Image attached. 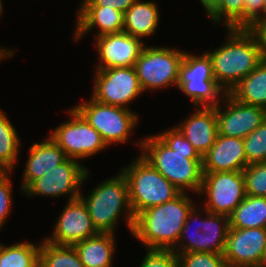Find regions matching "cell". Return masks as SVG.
Returning a JSON list of instances; mask_svg holds the SVG:
<instances>
[{
	"label": "cell",
	"mask_w": 266,
	"mask_h": 267,
	"mask_svg": "<svg viewBox=\"0 0 266 267\" xmlns=\"http://www.w3.org/2000/svg\"><path fill=\"white\" fill-rule=\"evenodd\" d=\"M227 31L226 43L206 53L211 59L214 79L225 93H230L263 59L260 40L252 29L227 28Z\"/></svg>",
	"instance_id": "obj_1"
},
{
	"label": "cell",
	"mask_w": 266,
	"mask_h": 267,
	"mask_svg": "<svg viewBox=\"0 0 266 267\" xmlns=\"http://www.w3.org/2000/svg\"><path fill=\"white\" fill-rule=\"evenodd\" d=\"M187 192L135 216L131 234L147 249L173 250L194 204Z\"/></svg>",
	"instance_id": "obj_2"
},
{
	"label": "cell",
	"mask_w": 266,
	"mask_h": 267,
	"mask_svg": "<svg viewBox=\"0 0 266 267\" xmlns=\"http://www.w3.org/2000/svg\"><path fill=\"white\" fill-rule=\"evenodd\" d=\"M136 144L142 148L140 155L177 189L181 192L191 190L199 195L203 178L199 153L174 151L157 135H149Z\"/></svg>",
	"instance_id": "obj_3"
},
{
	"label": "cell",
	"mask_w": 266,
	"mask_h": 267,
	"mask_svg": "<svg viewBox=\"0 0 266 267\" xmlns=\"http://www.w3.org/2000/svg\"><path fill=\"white\" fill-rule=\"evenodd\" d=\"M87 196L80 194L79 198L99 233L114 234L119 216L124 210L128 230L132 232L135 217L129 202L128 184L121 171L117 176L101 182Z\"/></svg>",
	"instance_id": "obj_4"
},
{
	"label": "cell",
	"mask_w": 266,
	"mask_h": 267,
	"mask_svg": "<svg viewBox=\"0 0 266 267\" xmlns=\"http://www.w3.org/2000/svg\"><path fill=\"white\" fill-rule=\"evenodd\" d=\"M134 217L147 208L173 200L181 191L141 155L123 167Z\"/></svg>",
	"instance_id": "obj_5"
},
{
	"label": "cell",
	"mask_w": 266,
	"mask_h": 267,
	"mask_svg": "<svg viewBox=\"0 0 266 267\" xmlns=\"http://www.w3.org/2000/svg\"><path fill=\"white\" fill-rule=\"evenodd\" d=\"M177 88L191 98L195 108L216 107L226 94L214 79L211 59L206 52L198 56L184 53Z\"/></svg>",
	"instance_id": "obj_6"
},
{
	"label": "cell",
	"mask_w": 266,
	"mask_h": 267,
	"mask_svg": "<svg viewBox=\"0 0 266 267\" xmlns=\"http://www.w3.org/2000/svg\"><path fill=\"white\" fill-rule=\"evenodd\" d=\"M184 53L176 48L144 46L134 66L143 91L177 86Z\"/></svg>",
	"instance_id": "obj_7"
},
{
	"label": "cell",
	"mask_w": 266,
	"mask_h": 267,
	"mask_svg": "<svg viewBox=\"0 0 266 267\" xmlns=\"http://www.w3.org/2000/svg\"><path fill=\"white\" fill-rule=\"evenodd\" d=\"M202 210L205 211V216H207L203 220H200L198 216H196L199 212L196 205L189 211L178 239L177 246L179 248L177 247L173 249L177 254L188 252L224 254L227 233L230 227L229 217L210 213L205 210V208ZM197 218L199 222L197 226L198 228H196L197 230H194V233L190 234L189 228L191 227V222H196ZM186 237L188 241H186ZM184 239L186 243H184Z\"/></svg>",
	"instance_id": "obj_8"
},
{
	"label": "cell",
	"mask_w": 266,
	"mask_h": 267,
	"mask_svg": "<svg viewBox=\"0 0 266 267\" xmlns=\"http://www.w3.org/2000/svg\"><path fill=\"white\" fill-rule=\"evenodd\" d=\"M73 108L101 134L107 146L128 142L139 119L137 114L129 109L98 102L91 96L89 101Z\"/></svg>",
	"instance_id": "obj_9"
},
{
	"label": "cell",
	"mask_w": 266,
	"mask_h": 267,
	"mask_svg": "<svg viewBox=\"0 0 266 267\" xmlns=\"http://www.w3.org/2000/svg\"><path fill=\"white\" fill-rule=\"evenodd\" d=\"M66 111L71 119L58 125L49 136L68 158L84 160L107 148L101 134L74 108Z\"/></svg>",
	"instance_id": "obj_10"
},
{
	"label": "cell",
	"mask_w": 266,
	"mask_h": 267,
	"mask_svg": "<svg viewBox=\"0 0 266 267\" xmlns=\"http://www.w3.org/2000/svg\"><path fill=\"white\" fill-rule=\"evenodd\" d=\"M199 194L206 195L205 210L230 217L246 196L243 172H203Z\"/></svg>",
	"instance_id": "obj_11"
},
{
	"label": "cell",
	"mask_w": 266,
	"mask_h": 267,
	"mask_svg": "<svg viewBox=\"0 0 266 267\" xmlns=\"http://www.w3.org/2000/svg\"><path fill=\"white\" fill-rule=\"evenodd\" d=\"M94 74L91 97L98 102L129 109L127 105L144 93L135 67L96 70Z\"/></svg>",
	"instance_id": "obj_12"
},
{
	"label": "cell",
	"mask_w": 266,
	"mask_h": 267,
	"mask_svg": "<svg viewBox=\"0 0 266 267\" xmlns=\"http://www.w3.org/2000/svg\"><path fill=\"white\" fill-rule=\"evenodd\" d=\"M89 171L77 159L67 158L61 164L34 180L22 193L29 196H70L69 200L79 198L81 185L89 177ZM69 194V195H68Z\"/></svg>",
	"instance_id": "obj_13"
},
{
	"label": "cell",
	"mask_w": 266,
	"mask_h": 267,
	"mask_svg": "<svg viewBox=\"0 0 266 267\" xmlns=\"http://www.w3.org/2000/svg\"><path fill=\"white\" fill-rule=\"evenodd\" d=\"M222 100L225 111L220 103L215 107L219 135L244 139L266 119L263 107L242 103L230 93H226Z\"/></svg>",
	"instance_id": "obj_14"
},
{
	"label": "cell",
	"mask_w": 266,
	"mask_h": 267,
	"mask_svg": "<svg viewBox=\"0 0 266 267\" xmlns=\"http://www.w3.org/2000/svg\"><path fill=\"white\" fill-rule=\"evenodd\" d=\"M67 203L57 219L52 236L45 240L58 245H74L99 233L80 198Z\"/></svg>",
	"instance_id": "obj_15"
},
{
	"label": "cell",
	"mask_w": 266,
	"mask_h": 267,
	"mask_svg": "<svg viewBox=\"0 0 266 267\" xmlns=\"http://www.w3.org/2000/svg\"><path fill=\"white\" fill-rule=\"evenodd\" d=\"M95 42L100 62L96 70L134 67L145 46L143 40L124 31L95 37Z\"/></svg>",
	"instance_id": "obj_16"
},
{
	"label": "cell",
	"mask_w": 266,
	"mask_h": 267,
	"mask_svg": "<svg viewBox=\"0 0 266 267\" xmlns=\"http://www.w3.org/2000/svg\"><path fill=\"white\" fill-rule=\"evenodd\" d=\"M266 245V228H229L224 258L231 265L259 266Z\"/></svg>",
	"instance_id": "obj_17"
},
{
	"label": "cell",
	"mask_w": 266,
	"mask_h": 267,
	"mask_svg": "<svg viewBox=\"0 0 266 267\" xmlns=\"http://www.w3.org/2000/svg\"><path fill=\"white\" fill-rule=\"evenodd\" d=\"M247 164L244 139L217 135L215 143L202 157V172L243 171Z\"/></svg>",
	"instance_id": "obj_18"
},
{
	"label": "cell",
	"mask_w": 266,
	"mask_h": 267,
	"mask_svg": "<svg viewBox=\"0 0 266 267\" xmlns=\"http://www.w3.org/2000/svg\"><path fill=\"white\" fill-rule=\"evenodd\" d=\"M196 108V112L176 127L203 157L215 143L218 121L215 107Z\"/></svg>",
	"instance_id": "obj_19"
},
{
	"label": "cell",
	"mask_w": 266,
	"mask_h": 267,
	"mask_svg": "<svg viewBox=\"0 0 266 267\" xmlns=\"http://www.w3.org/2000/svg\"><path fill=\"white\" fill-rule=\"evenodd\" d=\"M75 30V41L97 26L95 37L123 31L125 14L114 8L79 7Z\"/></svg>",
	"instance_id": "obj_20"
},
{
	"label": "cell",
	"mask_w": 266,
	"mask_h": 267,
	"mask_svg": "<svg viewBox=\"0 0 266 267\" xmlns=\"http://www.w3.org/2000/svg\"><path fill=\"white\" fill-rule=\"evenodd\" d=\"M29 148L30 154L23 172L21 191L68 158L50 136L41 143H33Z\"/></svg>",
	"instance_id": "obj_21"
},
{
	"label": "cell",
	"mask_w": 266,
	"mask_h": 267,
	"mask_svg": "<svg viewBox=\"0 0 266 267\" xmlns=\"http://www.w3.org/2000/svg\"><path fill=\"white\" fill-rule=\"evenodd\" d=\"M124 14L123 31L127 34L144 39L156 32L160 14L155 2L136 0Z\"/></svg>",
	"instance_id": "obj_22"
},
{
	"label": "cell",
	"mask_w": 266,
	"mask_h": 267,
	"mask_svg": "<svg viewBox=\"0 0 266 267\" xmlns=\"http://www.w3.org/2000/svg\"><path fill=\"white\" fill-rule=\"evenodd\" d=\"M113 233H98L73 246L78 252L85 267H112L113 253H115V239Z\"/></svg>",
	"instance_id": "obj_23"
},
{
	"label": "cell",
	"mask_w": 266,
	"mask_h": 267,
	"mask_svg": "<svg viewBox=\"0 0 266 267\" xmlns=\"http://www.w3.org/2000/svg\"><path fill=\"white\" fill-rule=\"evenodd\" d=\"M238 101L266 109V61H262L230 92Z\"/></svg>",
	"instance_id": "obj_24"
},
{
	"label": "cell",
	"mask_w": 266,
	"mask_h": 267,
	"mask_svg": "<svg viewBox=\"0 0 266 267\" xmlns=\"http://www.w3.org/2000/svg\"><path fill=\"white\" fill-rule=\"evenodd\" d=\"M229 222V228H266V197L246 195Z\"/></svg>",
	"instance_id": "obj_25"
},
{
	"label": "cell",
	"mask_w": 266,
	"mask_h": 267,
	"mask_svg": "<svg viewBox=\"0 0 266 267\" xmlns=\"http://www.w3.org/2000/svg\"><path fill=\"white\" fill-rule=\"evenodd\" d=\"M39 267H85L73 245H58L43 240Z\"/></svg>",
	"instance_id": "obj_26"
},
{
	"label": "cell",
	"mask_w": 266,
	"mask_h": 267,
	"mask_svg": "<svg viewBox=\"0 0 266 267\" xmlns=\"http://www.w3.org/2000/svg\"><path fill=\"white\" fill-rule=\"evenodd\" d=\"M0 110V171H11L15 168L19 154L20 138L8 117Z\"/></svg>",
	"instance_id": "obj_27"
},
{
	"label": "cell",
	"mask_w": 266,
	"mask_h": 267,
	"mask_svg": "<svg viewBox=\"0 0 266 267\" xmlns=\"http://www.w3.org/2000/svg\"><path fill=\"white\" fill-rule=\"evenodd\" d=\"M40 244L19 242L4 245L0 252V267H39Z\"/></svg>",
	"instance_id": "obj_28"
},
{
	"label": "cell",
	"mask_w": 266,
	"mask_h": 267,
	"mask_svg": "<svg viewBox=\"0 0 266 267\" xmlns=\"http://www.w3.org/2000/svg\"><path fill=\"white\" fill-rule=\"evenodd\" d=\"M244 0H215L206 10L213 23L224 22L226 28H244Z\"/></svg>",
	"instance_id": "obj_29"
},
{
	"label": "cell",
	"mask_w": 266,
	"mask_h": 267,
	"mask_svg": "<svg viewBox=\"0 0 266 267\" xmlns=\"http://www.w3.org/2000/svg\"><path fill=\"white\" fill-rule=\"evenodd\" d=\"M247 164L266 162V119L244 138Z\"/></svg>",
	"instance_id": "obj_30"
},
{
	"label": "cell",
	"mask_w": 266,
	"mask_h": 267,
	"mask_svg": "<svg viewBox=\"0 0 266 267\" xmlns=\"http://www.w3.org/2000/svg\"><path fill=\"white\" fill-rule=\"evenodd\" d=\"M242 172L246 195L266 197V162L249 164Z\"/></svg>",
	"instance_id": "obj_31"
},
{
	"label": "cell",
	"mask_w": 266,
	"mask_h": 267,
	"mask_svg": "<svg viewBox=\"0 0 266 267\" xmlns=\"http://www.w3.org/2000/svg\"><path fill=\"white\" fill-rule=\"evenodd\" d=\"M179 267H225L223 254L188 252L178 254Z\"/></svg>",
	"instance_id": "obj_32"
},
{
	"label": "cell",
	"mask_w": 266,
	"mask_h": 267,
	"mask_svg": "<svg viewBox=\"0 0 266 267\" xmlns=\"http://www.w3.org/2000/svg\"><path fill=\"white\" fill-rule=\"evenodd\" d=\"M139 267H179L178 254L173 250L147 249Z\"/></svg>",
	"instance_id": "obj_33"
},
{
	"label": "cell",
	"mask_w": 266,
	"mask_h": 267,
	"mask_svg": "<svg viewBox=\"0 0 266 267\" xmlns=\"http://www.w3.org/2000/svg\"><path fill=\"white\" fill-rule=\"evenodd\" d=\"M11 171H0V230L12 208V182L10 181Z\"/></svg>",
	"instance_id": "obj_34"
},
{
	"label": "cell",
	"mask_w": 266,
	"mask_h": 267,
	"mask_svg": "<svg viewBox=\"0 0 266 267\" xmlns=\"http://www.w3.org/2000/svg\"><path fill=\"white\" fill-rule=\"evenodd\" d=\"M167 146L181 153H198L177 127L157 135Z\"/></svg>",
	"instance_id": "obj_35"
},
{
	"label": "cell",
	"mask_w": 266,
	"mask_h": 267,
	"mask_svg": "<svg viewBox=\"0 0 266 267\" xmlns=\"http://www.w3.org/2000/svg\"><path fill=\"white\" fill-rule=\"evenodd\" d=\"M244 1V28L253 29L263 22V0Z\"/></svg>",
	"instance_id": "obj_36"
},
{
	"label": "cell",
	"mask_w": 266,
	"mask_h": 267,
	"mask_svg": "<svg viewBox=\"0 0 266 267\" xmlns=\"http://www.w3.org/2000/svg\"><path fill=\"white\" fill-rule=\"evenodd\" d=\"M136 0H83L80 7H107L125 13Z\"/></svg>",
	"instance_id": "obj_37"
},
{
	"label": "cell",
	"mask_w": 266,
	"mask_h": 267,
	"mask_svg": "<svg viewBox=\"0 0 266 267\" xmlns=\"http://www.w3.org/2000/svg\"><path fill=\"white\" fill-rule=\"evenodd\" d=\"M258 36L262 48V59L266 61V21L257 24L252 29Z\"/></svg>",
	"instance_id": "obj_38"
},
{
	"label": "cell",
	"mask_w": 266,
	"mask_h": 267,
	"mask_svg": "<svg viewBox=\"0 0 266 267\" xmlns=\"http://www.w3.org/2000/svg\"><path fill=\"white\" fill-rule=\"evenodd\" d=\"M14 54V52L11 49H3L0 47V60L8 58V57H12V55Z\"/></svg>",
	"instance_id": "obj_39"
},
{
	"label": "cell",
	"mask_w": 266,
	"mask_h": 267,
	"mask_svg": "<svg viewBox=\"0 0 266 267\" xmlns=\"http://www.w3.org/2000/svg\"><path fill=\"white\" fill-rule=\"evenodd\" d=\"M259 267H266V245H265L264 250H263V254H262V257L260 260Z\"/></svg>",
	"instance_id": "obj_40"
},
{
	"label": "cell",
	"mask_w": 266,
	"mask_h": 267,
	"mask_svg": "<svg viewBox=\"0 0 266 267\" xmlns=\"http://www.w3.org/2000/svg\"><path fill=\"white\" fill-rule=\"evenodd\" d=\"M200 1L204 6L205 10H207L215 0H200Z\"/></svg>",
	"instance_id": "obj_41"
},
{
	"label": "cell",
	"mask_w": 266,
	"mask_h": 267,
	"mask_svg": "<svg viewBox=\"0 0 266 267\" xmlns=\"http://www.w3.org/2000/svg\"><path fill=\"white\" fill-rule=\"evenodd\" d=\"M266 21V0H263V22Z\"/></svg>",
	"instance_id": "obj_42"
},
{
	"label": "cell",
	"mask_w": 266,
	"mask_h": 267,
	"mask_svg": "<svg viewBox=\"0 0 266 267\" xmlns=\"http://www.w3.org/2000/svg\"><path fill=\"white\" fill-rule=\"evenodd\" d=\"M225 267H259V266L231 265V264L226 263Z\"/></svg>",
	"instance_id": "obj_43"
},
{
	"label": "cell",
	"mask_w": 266,
	"mask_h": 267,
	"mask_svg": "<svg viewBox=\"0 0 266 267\" xmlns=\"http://www.w3.org/2000/svg\"><path fill=\"white\" fill-rule=\"evenodd\" d=\"M3 10V2H2V0H0V15L2 14V11Z\"/></svg>",
	"instance_id": "obj_44"
},
{
	"label": "cell",
	"mask_w": 266,
	"mask_h": 267,
	"mask_svg": "<svg viewBox=\"0 0 266 267\" xmlns=\"http://www.w3.org/2000/svg\"><path fill=\"white\" fill-rule=\"evenodd\" d=\"M3 246H4V244L0 243V252H1L2 248H3Z\"/></svg>",
	"instance_id": "obj_45"
}]
</instances>
